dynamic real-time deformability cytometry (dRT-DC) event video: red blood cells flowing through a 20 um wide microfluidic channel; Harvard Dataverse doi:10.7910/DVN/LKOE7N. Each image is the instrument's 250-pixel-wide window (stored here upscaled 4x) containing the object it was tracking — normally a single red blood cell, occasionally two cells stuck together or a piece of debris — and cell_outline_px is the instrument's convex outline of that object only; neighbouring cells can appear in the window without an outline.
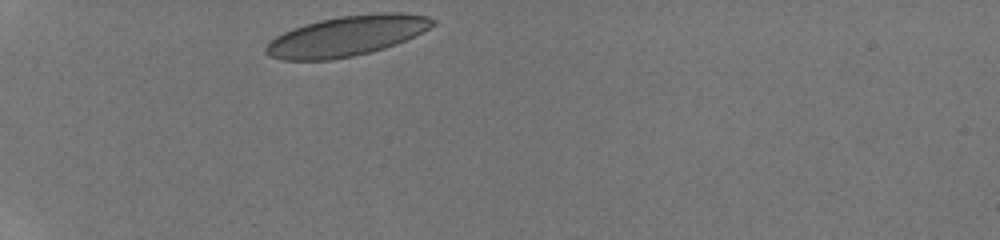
{"species": "human", "species_latin": "Homo sapiens", "temperature_condition": "room temperature", "stored_images_in_passage": 5, "camera_frame_rate_fps": 3000, "um_per_image_px": 0.085, "donor": {"sex": "male"}, "frame": {"image": 1, "passage_image": 1, "time_ms": 0.0, "image_size_px": [1000, 240], "cell_outline_px": [[436, 24], [396, 44], [384, 48], [352, 56], [332, 60], [280, 60], [268, 56], [264, 52], [264, 48], [276, 36], [292, 28], [304, 24], [320, 20], [340, 16], [380, 12], [400, 12], [428, 16], [436, 20]], "centroid_in_image_um": [29.44, 3.05], "position_along_channel_um": 55.6, "area_um2": 38.96}}